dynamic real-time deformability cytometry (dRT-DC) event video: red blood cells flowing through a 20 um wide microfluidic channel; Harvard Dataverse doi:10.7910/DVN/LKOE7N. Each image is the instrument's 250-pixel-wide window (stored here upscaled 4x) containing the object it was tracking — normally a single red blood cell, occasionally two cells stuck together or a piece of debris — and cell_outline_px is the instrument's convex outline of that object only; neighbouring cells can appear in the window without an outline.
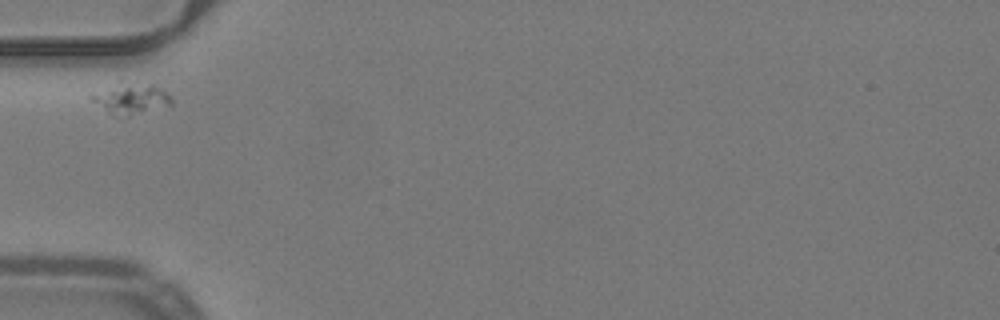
{"species": "common noctule bat (a hibernating species)", "species_latin": "Nyctalus noctula", "temperature_condition": "warm", "stored_images_in_passage": 29, "camera_frame_rate_fps": 3000, "um_per_image_px": 0.085, "animal": {"sex": "male", "body_mass_g": 19.2, "forearm_length_mm": 51.8}, "frame": {"image": 1, "passage_image": 1, "time_ms": 0.0, "image_size_px": [1000, 320], "cell_outline_px": [[172, 104], [124, 120], [92, 100], [88, 96], [128, 88], [152, 84], [160, 88], [172, 100]], "centroid_in_image_um": [11.31, 8.56], "position_along_channel_um": 73.7, "area_um2": 12.48}}
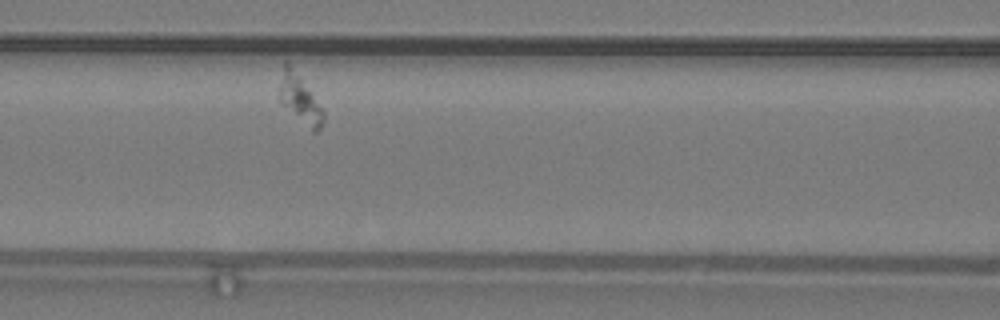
{"frame": {"image": 2, "passage_image": 7, "time_ms": 2.0, "image_size_px": [1000, 320], "cell_outline_px": [[324, 124], [316, 132], [312, 132], [280, 104], [280, 88], [284, 60], [288, 60], [312, 92], [324, 112]], "centroid_in_image_um": [25.5, 8.43], "position_along_channel_um": 141.1, "area_um2": 12.6}}
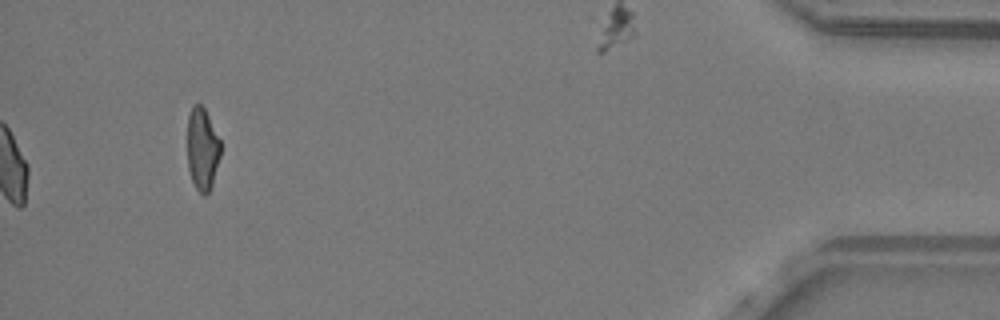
{"frame": {"image": 3, "passage_image": 29, "time_ms": 9.333, "image_size_px": [1000, 320], "cell_outline_px": [[220, 156], [212, 184], [208, 192], [204, 196], [196, 188], [192, 180], [188, 168], [188, 116], [192, 108], [196, 104], [200, 104], [204, 108], [220, 140]], "centroid_in_image_um": [17.2, 12.68], "position_along_channel_um": 418.0, "area_um2": 15.61}}